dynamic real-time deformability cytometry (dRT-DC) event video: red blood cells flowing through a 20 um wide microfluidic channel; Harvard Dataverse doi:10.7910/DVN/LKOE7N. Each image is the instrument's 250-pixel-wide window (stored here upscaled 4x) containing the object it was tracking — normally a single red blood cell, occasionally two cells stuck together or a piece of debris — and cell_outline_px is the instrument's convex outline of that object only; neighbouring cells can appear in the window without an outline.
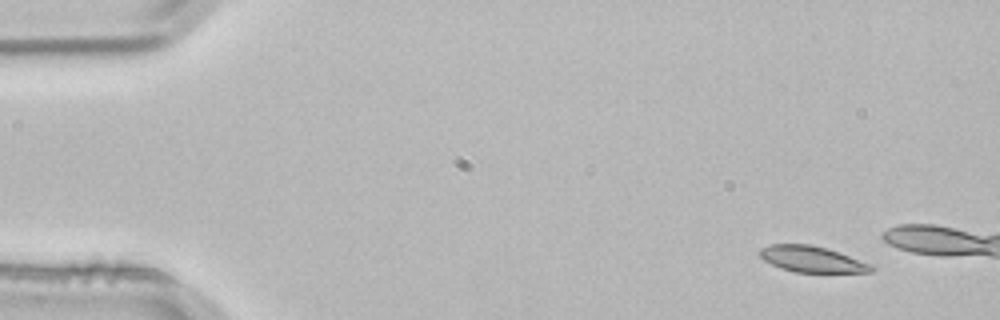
{"species": "common noctule bat (a hibernating species)", "species_latin": "Nyctalus noctula", "temperature_condition": "room temperature", "stored_images_in_passage": 3, "camera_frame_rate_fps": 3000, "um_per_image_px": 0.085, "animal": {"sex": "male", "body_mass_g": 21.5, "forearm_length_mm": 52.0}, "frame": {"image": 1, "passage_image": 1, "time_ms": 0.0, "image_size_px": [1000, 320], "cell_outline_px": [[876, 268], [872, 272], [796, 272], [780, 268], [764, 260], [760, 256], [760, 248], [768, 244], [808, 244], [828, 248], [840, 252], [872, 264]], "centroid_in_image_um": [69.04, 22.02], "position_along_channel_um": 16.0, "area_um2": 17.05}}